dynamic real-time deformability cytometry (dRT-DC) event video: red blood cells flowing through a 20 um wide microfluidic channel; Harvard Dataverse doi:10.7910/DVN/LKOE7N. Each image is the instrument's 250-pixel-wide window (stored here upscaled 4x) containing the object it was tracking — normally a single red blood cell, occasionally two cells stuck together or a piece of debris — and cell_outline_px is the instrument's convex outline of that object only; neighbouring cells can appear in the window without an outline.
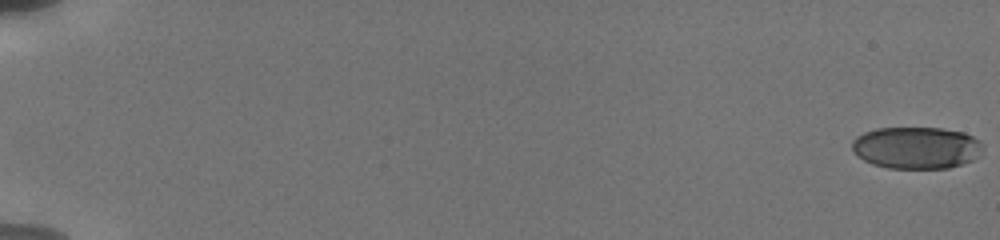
{"species": "human", "species_latin": "Homo sapiens", "temperature_condition": "cold", "stored_images_in_passage": 73, "camera_frame_rate_fps": 3000, "um_per_image_px": 0.085, "donor": {"sex": "male"}, "frame": {"image": 1, "passage_image": 1, "time_ms": 0.0, "image_size_px": [1000, 240], "cell_outline_px": [[984, 148], [972, 160], [948, 168], [888, 168], [872, 164], [864, 160], [852, 148], [852, 140], [856, 136], [864, 132], [876, 128], [940, 128], [964, 132], [980, 140]], "centroid_in_image_um": [77.89, 12.55], "position_along_channel_um": 7.1, "area_um2": 31.91}}
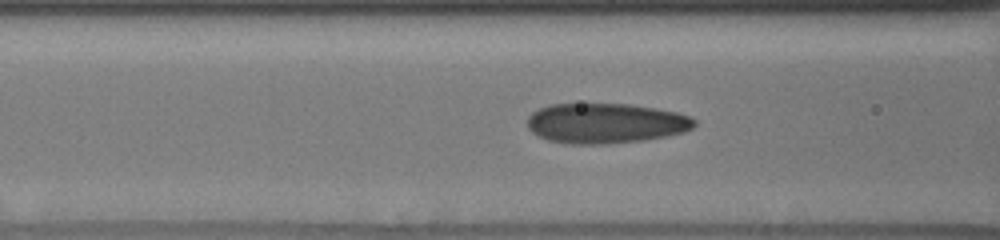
{"frame": {"image": 2, "passage_image": 51, "time_ms": 8.333, "image_size_px": [1000, 240], "cell_outline_px": [[696, 124], [692, 128], [684, 132], [668, 136], [644, 140], [600, 144], [572, 144], [548, 140], [532, 132], [528, 128], [528, 116], [532, 112], [548, 104], [628, 104], [676, 112], [688, 116], [696, 120]], "centroid_in_image_um": [51.47, 10.48], "position_along_channel_um": 115.1, "area_um2": 38.9}}
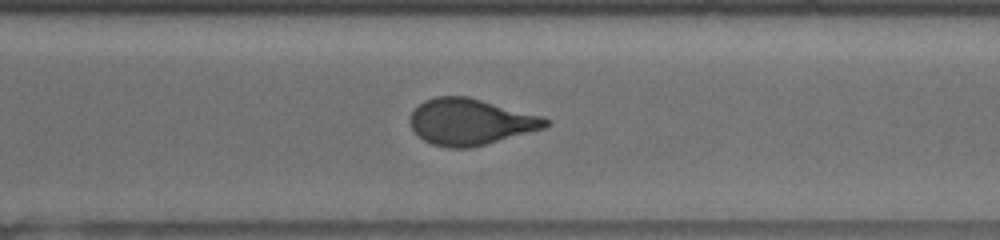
{"frame": {"image": 3, "passage_image": 73, "time_ms": 14.0, "image_size_px": [1000, 240], "cell_outline_px": [[552, 124], [544, 128], [472, 148], [448, 148], [432, 144], [424, 140], [412, 128], [408, 120], [412, 112], [424, 100], [436, 96], [468, 96], [544, 116], [552, 120]], "centroid_in_image_um": [40.02, 10.35], "position_along_channel_um": 330.6, "area_um2": 36.76}}